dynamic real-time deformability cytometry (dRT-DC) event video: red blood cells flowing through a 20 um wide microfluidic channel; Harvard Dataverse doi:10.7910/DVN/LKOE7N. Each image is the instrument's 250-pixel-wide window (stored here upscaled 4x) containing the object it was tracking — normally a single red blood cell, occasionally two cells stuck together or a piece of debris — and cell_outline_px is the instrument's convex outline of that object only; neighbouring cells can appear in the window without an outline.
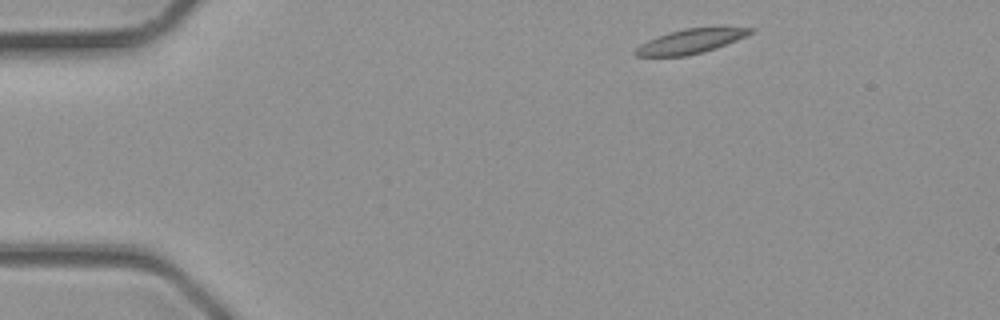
{"species": "common noctule bat (a hibernating species)", "species_latin": "Nyctalus noctula", "temperature_condition": "room temperature", "stored_images_in_passage": 3, "camera_frame_rate_fps": 3000, "um_per_image_px": 0.085, "animal": {"sex": "male", "body_mass_g": 23.1, "forearm_length_mm": 52.7}, "frame": {"image": 1, "passage_image": 1, "time_ms": 0.0, "image_size_px": [1000, 320], "cell_outline_px": [[756, 28], [752, 32], [736, 40], [716, 48], [704, 52], [684, 56], [636, 56], [632, 52], [640, 44], [656, 36], [668, 32], [684, 28]], "centroid_in_image_um": [58.61, 3.52], "position_along_channel_um": 26.4, "area_um2": 16.13}}
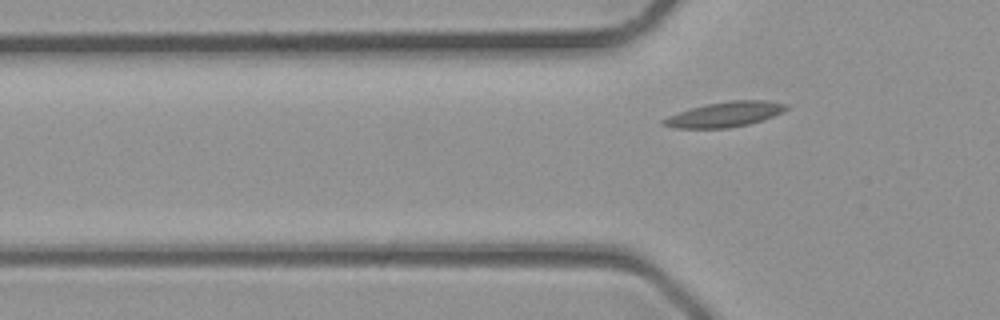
{"frame": {"image": 2, "passage_image": 3, "time_ms": 0.667, "image_size_px": [1000, 320], "cell_outline_px": [[788, 108], [784, 112], [764, 120], [748, 124], [728, 128], [676, 128], [660, 124], [660, 120], [668, 116], [692, 108], [708, 104], [732, 100], [768, 100], [788, 104]], "centroid_in_image_um": [61.66, 9.72], "position_along_channel_um": 64.1, "area_um2": 17.98}}